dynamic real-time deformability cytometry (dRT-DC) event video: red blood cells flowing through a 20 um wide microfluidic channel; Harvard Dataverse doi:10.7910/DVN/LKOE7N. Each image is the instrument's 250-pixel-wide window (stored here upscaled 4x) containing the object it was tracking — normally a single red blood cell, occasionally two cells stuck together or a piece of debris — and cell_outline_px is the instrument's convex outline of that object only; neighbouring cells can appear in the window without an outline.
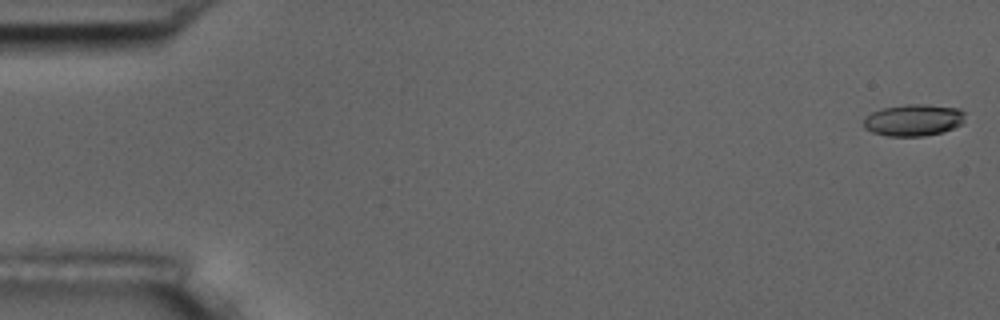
{"species": "common noctule bat (a hibernating species)", "species_latin": "Nyctalus noctula", "temperature_condition": "room temperature", "stored_images_in_passage": 56, "camera_frame_rate_fps": 3000, "um_per_image_px": 0.085, "animal": {"sex": "male", "body_mass_g": 17.5, "forearm_length_mm": 52.3}, "frame": {"image": 1, "passage_image": 1, "time_ms": 0.0, "image_size_px": [1000, 320], "cell_outline_px": [[964, 120], [960, 124], [944, 132], [924, 136], [888, 136], [872, 132], [864, 128], [864, 116], [872, 112], [884, 108], [904, 104], [928, 104], [960, 108], [964, 112]], "centroid_in_image_um": [77.64, 10.2], "position_along_channel_um": 7.4, "area_um2": 18.9}}
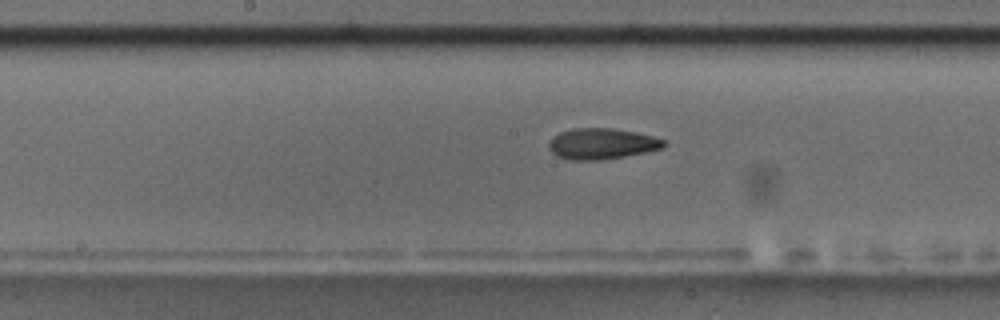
{"frame": {"image": 2, "passage_image": 29, "time_ms": 9.333, "image_size_px": [1000, 320], "cell_outline_px": [[668, 144], [664, 148], [624, 156], [600, 160], [568, 160], [556, 156], [548, 148], [548, 144], [552, 136], [560, 132], [572, 128], [612, 128], [636, 132], [668, 140]], "centroid_in_image_um": [51.15, 12.21], "position_along_channel_um": 197.0, "area_um2": 20.98}}
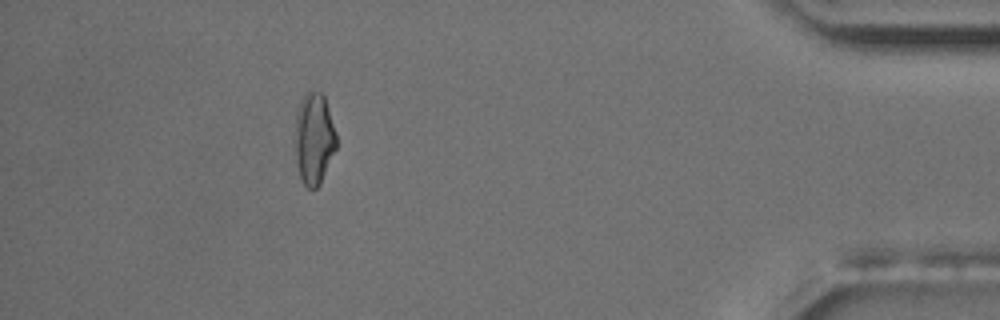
{"frame": {"image": 3, "passage_image": 51, "time_ms": 16.667, "image_size_px": [1000, 320], "cell_outline_px": [[336, 148], [320, 184], [316, 188], [308, 188], [304, 184], [300, 176], [296, 164], [292, 144], [296, 112], [300, 100], [304, 92], [308, 88], [312, 88], [320, 92], [324, 96], [336, 132]], "centroid_in_image_um": [26.63, 11.72], "position_along_channel_um": 408.6, "area_um2": 22.89}, "authors_computed_cell_mechanics": {"area_um2": 20.0566, "velocity_mm_per_s": 3.6025, "shape_relaxation_time_tau1_ms": 4.9664, "shape_relaxation_time_tau2_ms": 2.4007, "deformation_change_tau1": 0.1694, "deformation_change_tau2": 0.0993}}